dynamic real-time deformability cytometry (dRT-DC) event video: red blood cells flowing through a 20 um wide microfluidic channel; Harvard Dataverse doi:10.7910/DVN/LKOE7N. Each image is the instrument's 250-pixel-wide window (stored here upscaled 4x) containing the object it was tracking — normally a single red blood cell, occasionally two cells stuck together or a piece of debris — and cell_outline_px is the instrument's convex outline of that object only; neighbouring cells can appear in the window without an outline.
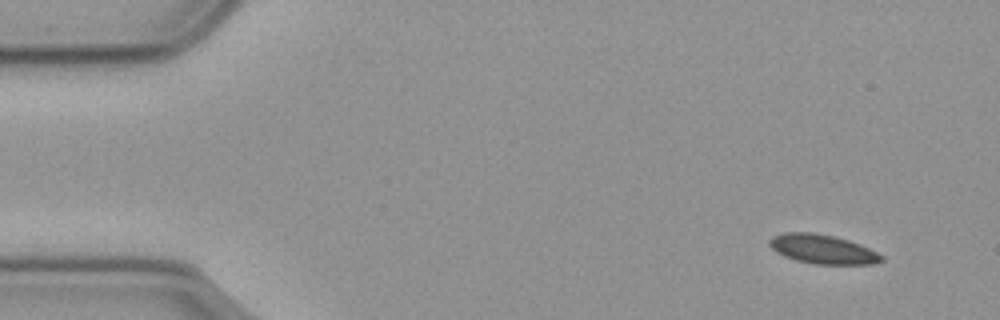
{"species": "common noctule bat (a hibernating species)", "species_latin": "Nyctalus noctula", "temperature_condition": "cold", "stored_images_in_passage": 54, "camera_frame_rate_fps": 3000, "um_per_image_px": 0.085, "animal": {"sex": "male", "body_mass_g": 23.1, "forearm_length_mm": 52.7}, "frame": {"image": 1, "passage_image": 1, "time_ms": 0.0, "image_size_px": [1000, 320], "cell_outline_px": [[884, 260], [872, 264], [816, 264], [796, 260], [784, 256], [776, 252], [768, 244], [768, 240], [772, 236], [784, 232], [812, 232], [832, 236], [848, 240], [860, 244], [884, 256]], "centroid_in_image_um": [69.89, 21.17], "position_along_channel_um": 15.1, "area_um2": 19.02}}
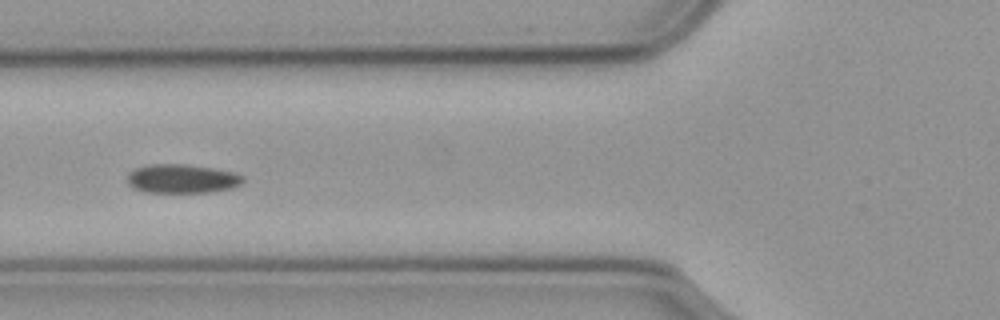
{"frame": {"image": 2, "passage_image": 18, "time_ms": 5.667, "image_size_px": [1000, 320], "cell_outline_px": [[244, 180], [240, 184], [232, 188], [208, 192], [144, 192], [132, 188], [128, 184], [128, 172], [136, 168], [148, 164], [184, 164], [212, 168], [236, 172], [244, 176]], "centroid_in_image_um": [15.46, 15.19], "position_along_channel_um": 110.3, "area_um2": 19.59}}
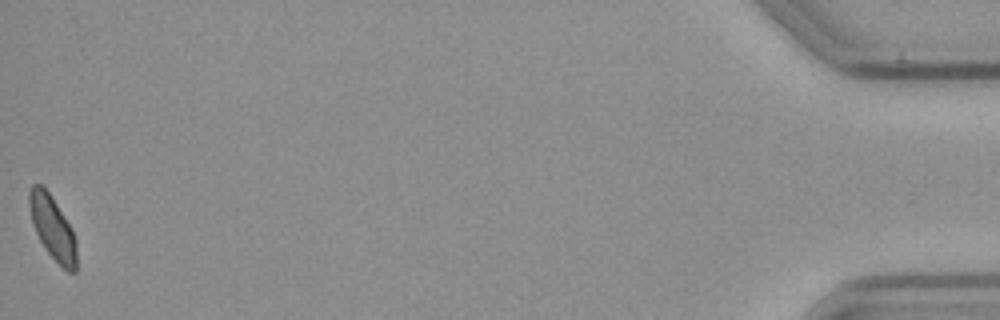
{"frame": {"image": 3, "passage_image": 54, "time_ms": 17.667, "image_size_px": [1000, 320], "cell_outline_px": [[76, 272], [68, 272], [44, 248], [32, 224], [28, 204], [28, 192], [32, 184], [40, 184], [48, 192], [72, 228], [76, 240]], "centroid_in_image_um": [4.45, 19.35], "position_along_channel_um": 430.7, "area_um2": 17.34}, "authors_computed_cell_mechanics": {"area_um2": 19.2185, "velocity_mm_per_s": 3.5495, "shape_relaxation_time_tau1_ms": null, "shape_relaxation_time_tau2_ms": 3.97, "deformation_change_tau1": null, "deformation_change_tau2": 0.058}}